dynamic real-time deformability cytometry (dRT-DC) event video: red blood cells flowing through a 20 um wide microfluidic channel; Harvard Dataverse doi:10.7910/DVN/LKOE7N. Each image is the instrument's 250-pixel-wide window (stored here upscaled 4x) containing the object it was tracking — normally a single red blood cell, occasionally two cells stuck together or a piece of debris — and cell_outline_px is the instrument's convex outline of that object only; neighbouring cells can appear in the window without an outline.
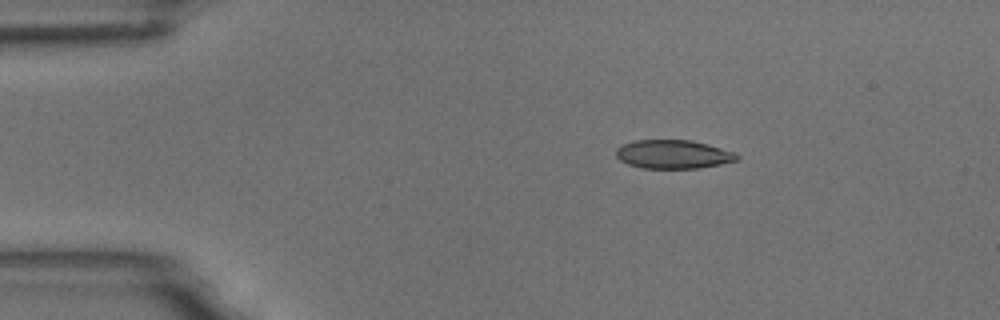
{"species": "common noctule bat (a hibernating species)", "species_latin": "Nyctalus noctula", "temperature_condition": "room temperature", "stored_images_in_passage": 47, "camera_frame_rate_fps": 3000, "um_per_image_px": 0.085, "animal": {"sex": "male", "body_mass_g": 18.8}, "frame": {"image": 1, "passage_image": 1, "time_ms": 0.0, "image_size_px": [1000, 320], "cell_outline_px": [[740, 160], [700, 168], [644, 168], [628, 164], [620, 160], [616, 156], [616, 148], [624, 144], [636, 140], [692, 140], [708, 144], [736, 152], [740, 156]], "centroid_in_image_um": [57.27, 13.11], "position_along_channel_um": 27.7, "area_um2": 20.29}}
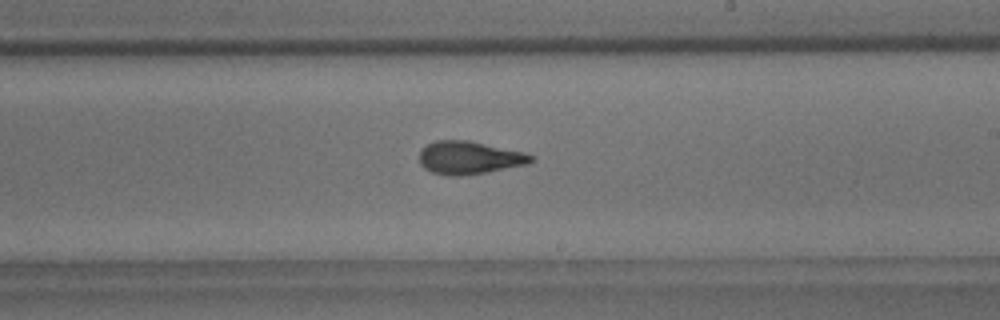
{"frame": {"image": 2, "passage_image": 24, "time_ms": 7.667, "image_size_px": [1000, 320], "cell_outline_px": [[536, 160], [528, 164], [488, 172], [460, 176], [448, 176], [432, 172], [424, 168], [420, 164], [420, 152], [428, 144], [436, 140], [468, 140], [524, 152], [536, 156]], "centroid_in_image_um": [39.93, 13.41], "position_along_channel_um": 249.1, "area_um2": 21.56}}
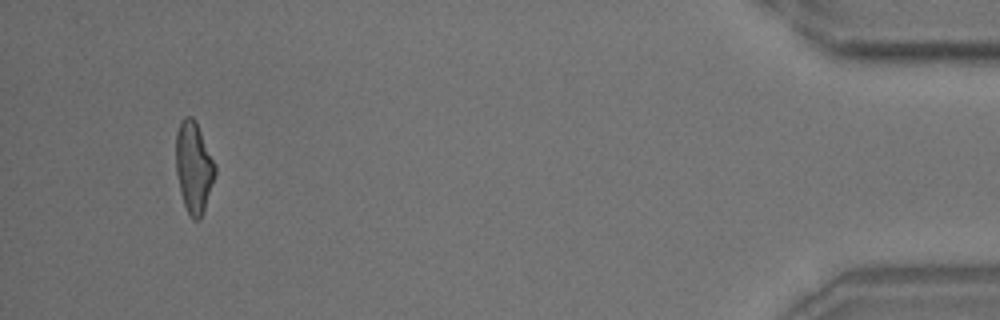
{"frame": {"image": 3, "passage_image": 44, "time_ms": 14.333, "image_size_px": [1000, 320], "cell_outline_px": [[216, 172], [200, 220], [192, 220], [184, 204], [180, 192], [176, 172], [176, 132], [180, 120], [184, 116], [192, 116], [196, 120], [216, 164]], "centroid_in_image_um": [16.46, 14.16], "position_along_channel_um": 418.7, "area_um2": 20.92}, "authors_computed_cell_mechanics": {"area_um2": 21.0392, "velocity_mm_per_s": 3.6413, "shape_relaxation_time_tau1_ms": 4.9684, "shape_relaxation_time_tau2_ms": 1.7111, "deformation_change_tau1": 0.1958, "deformation_change_tau2": 0.1106}}